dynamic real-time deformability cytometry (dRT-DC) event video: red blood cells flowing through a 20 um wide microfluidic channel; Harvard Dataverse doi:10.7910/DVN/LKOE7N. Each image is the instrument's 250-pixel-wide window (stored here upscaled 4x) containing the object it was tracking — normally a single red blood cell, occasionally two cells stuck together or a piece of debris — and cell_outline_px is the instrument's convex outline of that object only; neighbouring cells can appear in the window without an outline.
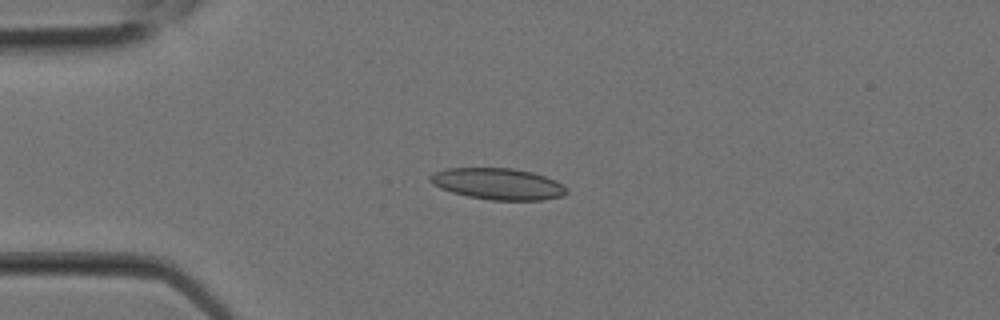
{"species": "Egyptian fruit bat (a non-hibernating species)", "species_latin": "Rousettus aegyptiacus", "temperature_condition": "room temperature", "stored_images_in_passage": 9, "camera_frame_rate_fps": 3000, "um_per_image_px": 0.085, "animal": {"sex": "female"}, "frame": {"image": 1, "passage_image": 3, "time_ms": 0.667, "image_size_px": [1000, 320], "cell_outline_px": [[568, 192], [564, 196], [544, 200], [492, 200], [468, 196], [452, 192], [440, 188], [432, 184], [428, 180], [428, 176], [432, 172], [444, 168], [512, 168], [532, 172], [556, 180], [568, 188]], "centroid_in_image_um": [42.31, 15.62], "position_along_channel_um": 42.7, "area_um2": 25.26}}
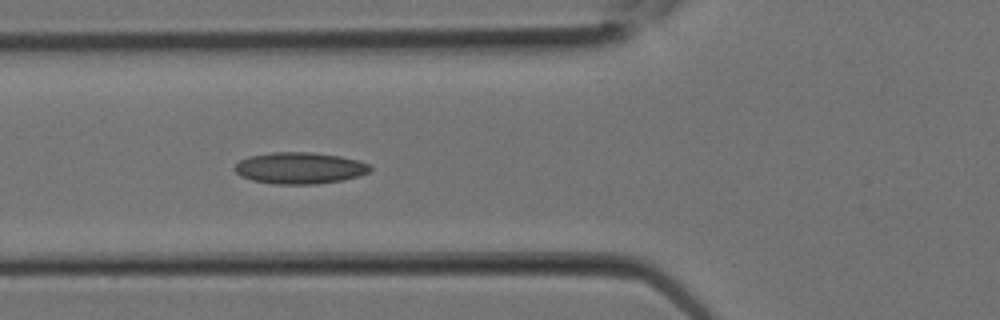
{"frame": {"image": 2, "passage_image": 6, "time_ms": 1.667, "image_size_px": [1000, 320], "cell_outline_px": [[372, 168], [368, 172], [360, 176], [340, 180], [316, 184], [276, 184], [252, 180], [240, 176], [232, 168], [240, 160], [248, 156], [272, 152], [312, 152], [340, 156], [356, 160], [368, 164]], "centroid_in_image_um": [25.44, 14.28], "position_along_channel_um": 100.4, "area_um2": 24.85}}
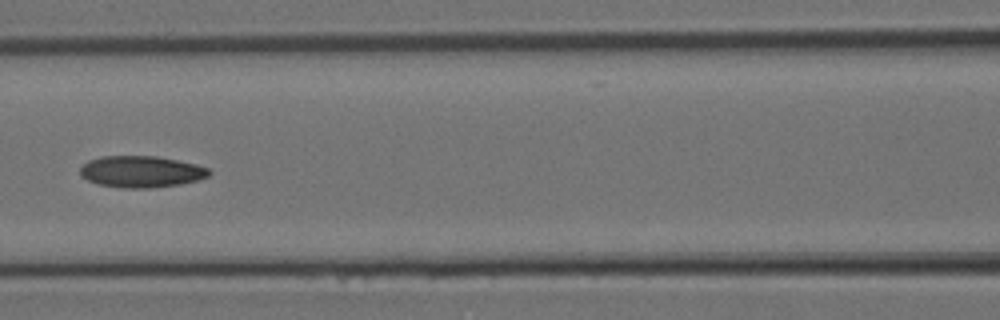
{"frame": {"image": 3, "passage_image": 8, "time_ms": 2.333, "image_size_px": [1000, 320], "cell_outline_px": [[212, 172], [208, 176], [196, 180], [180, 184], [148, 188], [120, 188], [96, 184], [80, 176], [80, 168], [88, 160], [100, 156], [156, 156], [196, 164], [208, 168]], "centroid_in_image_um": [11.96, 14.59], "position_along_channel_um": 154.6, "area_um2": 23.76}}